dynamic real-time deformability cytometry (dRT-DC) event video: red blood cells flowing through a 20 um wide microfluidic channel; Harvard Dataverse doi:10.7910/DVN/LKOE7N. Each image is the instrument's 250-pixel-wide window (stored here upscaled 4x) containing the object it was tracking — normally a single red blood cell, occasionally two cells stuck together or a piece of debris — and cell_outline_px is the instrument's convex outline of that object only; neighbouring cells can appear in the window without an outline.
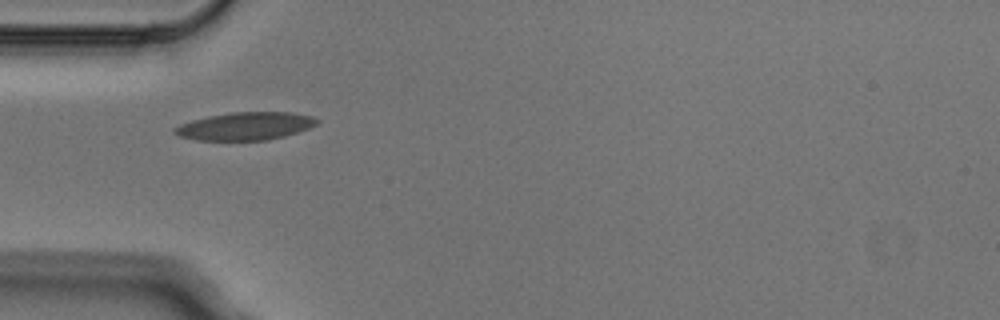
{"species": "Egyptian fruit bat (a non-hibernating species)", "species_latin": "Rousettus aegyptiacus", "temperature_condition": "cold", "stored_images_in_passage": 6, "camera_frame_rate_fps": 3000, "um_per_image_px": 0.085, "animal": {"sex": "male"}, "frame": {"image": 1, "passage_image": 2, "time_ms": 0.333, "image_size_px": [1000, 320], "cell_outline_px": [[320, 120], [316, 124], [308, 128], [284, 136], [268, 140], [196, 140], [180, 136], [172, 132], [172, 128], [180, 124], [192, 120], [208, 116], [232, 112], [292, 112], [312, 116]], "centroid_in_image_um": [20.83, 10.72], "position_along_channel_um": 64.2, "area_um2": 23.06}}
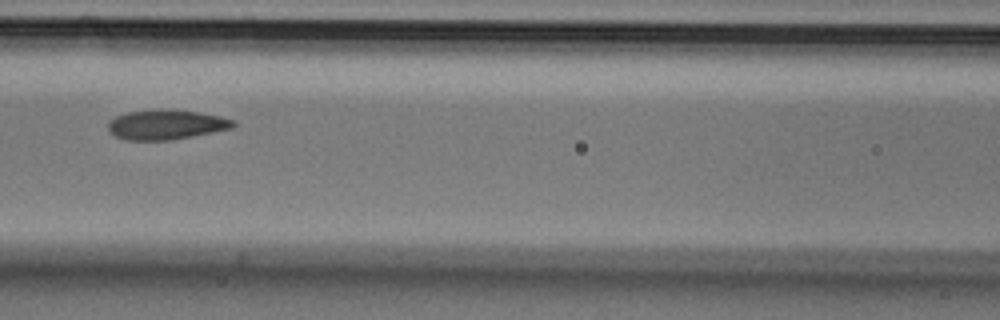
{"frame": {"image": 2, "passage_image": 4, "time_ms": 1.0, "image_size_px": [1000, 320], "cell_outline_px": [[236, 124], [232, 128], [172, 140], [124, 140], [108, 132], [108, 120], [116, 116], [128, 112], [200, 112], [220, 116], [236, 120]], "centroid_in_image_um": [14.12, 10.64], "position_along_channel_um": 152.5, "area_um2": 20.92}}
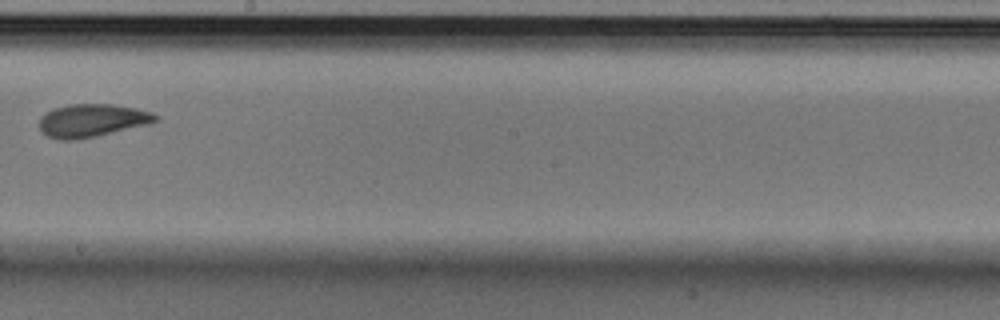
{"frame": {"image": 3, "passage_image": 6, "time_ms": 1.667, "image_size_px": [1000, 320], "cell_outline_px": [[160, 116], [152, 124], [96, 136], [76, 140], [60, 140], [48, 136], [40, 132], [40, 116], [52, 108], [68, 104], [112, 104], [136, 108], [152, 112]], "centroid_in_image_um": [7.83, 10.24], "position_along_channel_um": 240.4, "area_um2": 22.66}}